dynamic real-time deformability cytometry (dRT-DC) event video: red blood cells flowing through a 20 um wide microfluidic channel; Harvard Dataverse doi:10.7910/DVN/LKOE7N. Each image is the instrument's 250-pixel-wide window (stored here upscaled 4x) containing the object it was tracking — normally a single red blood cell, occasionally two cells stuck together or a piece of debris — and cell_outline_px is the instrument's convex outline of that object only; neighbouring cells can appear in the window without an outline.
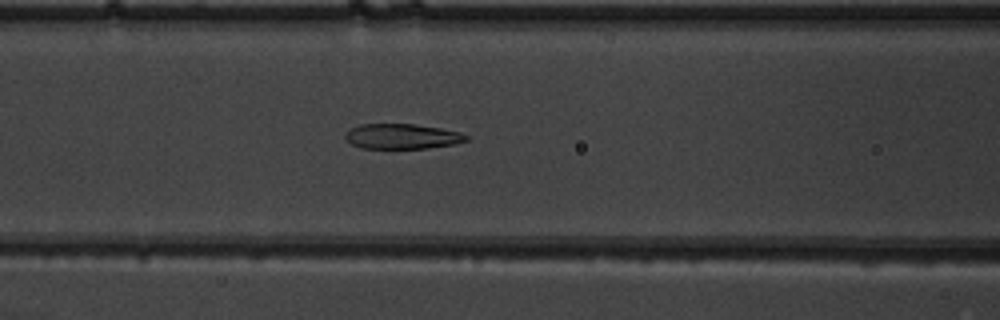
{"species": "common noctule bat (a hibernating species)", "species_latin": "Nyctalus noctula", "temperature_condition": "warm", "stored_images_in_passage": 53, "camera_frame_rate_fps": 3000, "um_per_image_px": 0.085, "animal": {"sex": "male", "body_mass_g": 19.5, "forearm_length_mm": 54.6}, "frame": {"image": 1, "passage_image": 23, "time_ms": 7.333, "image_size_px": [1000, 320], "cell_outline_px": [[472, 136], [468, 140], [456, 144], [428, 148], [360, 148], [344, 140], [344, 136], [352, 128], [360, 124], [412, 124], [440, 128], [460, 132]], "centroid_in_image_um": [34.21, 11.6], "position_along_channel_um": 132.4, "area_um2": 17.8}}
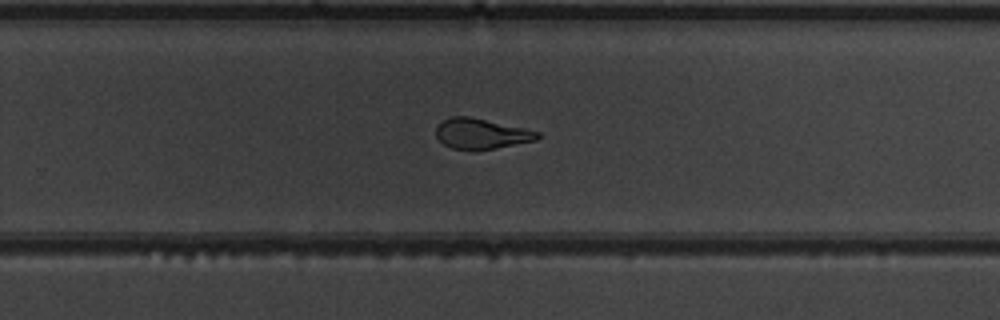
{"frame": {"image": 2, "passage_image": 35, "time_ms": 11.333, "image_size_px": [1000, 320], "cell_outline_px": [[540, 136], [536, 140], [496, 148], [472, 152], [452, 148], [444, 144], [436, 136], [436, 128], [444, 120], [452, 116], [468, 116], [524, 128], [540, 132]], "centroid_in_image_um": [40.9, 11.39], "position_along_channel_um": 288.9, "area_um2": 18.03}}
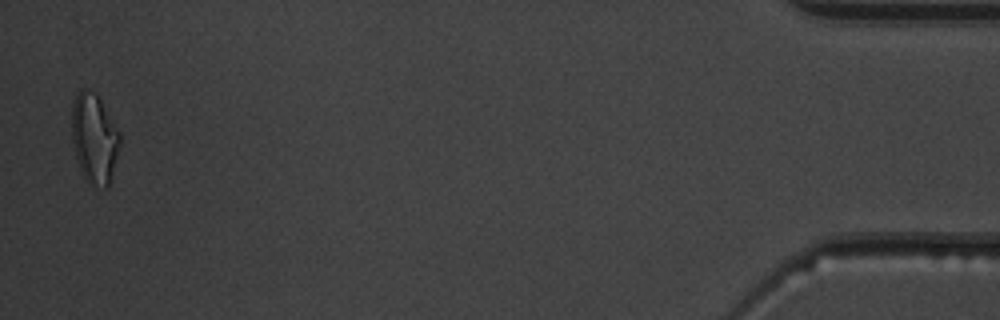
{"frame": {"image": 3, "passage_image": 52, "time_ms": 17.0, "image_size_px": [1000, 320], "cell_outline_px": [[120, 144], [108, 188], [104, 188], [88, 184], [80, 168], [76, 156], [72, 140], [72, 104], [76, 92], [80, 88], [88, 88], [96, 92], [120, 132]], "centroid_in_image_um": [8.01, 11.72], "position_along_channel_um": 427.2, "area_um2": 25.32}, "authors_computed_cell_mechanics": {"area_um2": 19.941, "velocity_mm_per_s": 3.9244, "shape_relaxation_time_tau1_ms": null, "shape_relaxation_time_tau2_ms": 1.8679, "deformation_change_tau1": null, "deformation_change_tau2": 0.09}}